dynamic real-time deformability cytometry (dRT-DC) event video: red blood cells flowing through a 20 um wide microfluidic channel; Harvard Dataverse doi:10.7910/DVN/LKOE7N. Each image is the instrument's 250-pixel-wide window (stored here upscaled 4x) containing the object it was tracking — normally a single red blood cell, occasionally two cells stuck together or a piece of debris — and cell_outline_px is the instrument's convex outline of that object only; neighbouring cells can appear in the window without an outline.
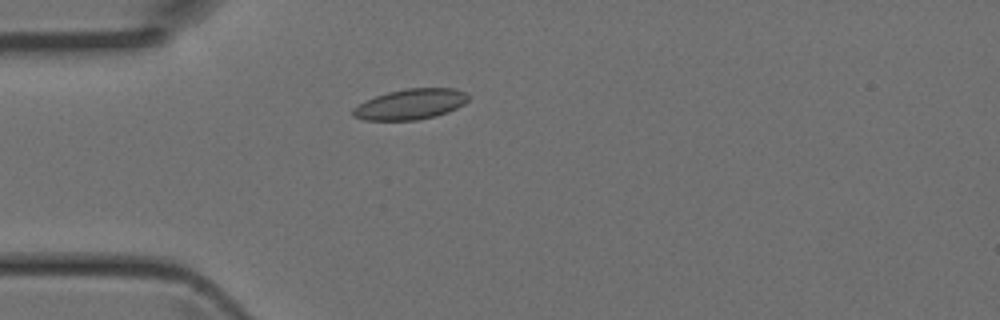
{"species": "Egyptian fruit bat (a non-hibernating species)", "species_latin": "Rousettus aegyptiacus", "temperature_condition": "room temperature", "stored_images_in_passage": 3, "camera_frame_rate_fps": 3000, "um_per_image_px": 0.085, "animal": {"sex": "female"}, "frame": {"image": 1, "passage_image": 3, "time_ms": 0.667, "image_size_px": [1000, 320], "cell_outline_px": [[468, 100], [464, 104], [448, 112], [436, 116], [420, 120], [364, 120], [352, 116], [352, 108], [376, 96], [388, 92], [408, 88], [456, 88], [464, 92], [468, 96]], "centroid_in_image_um": [34.9, 8.86], "position_along_channel_um": 50.1, "area_um2": 20.46}}